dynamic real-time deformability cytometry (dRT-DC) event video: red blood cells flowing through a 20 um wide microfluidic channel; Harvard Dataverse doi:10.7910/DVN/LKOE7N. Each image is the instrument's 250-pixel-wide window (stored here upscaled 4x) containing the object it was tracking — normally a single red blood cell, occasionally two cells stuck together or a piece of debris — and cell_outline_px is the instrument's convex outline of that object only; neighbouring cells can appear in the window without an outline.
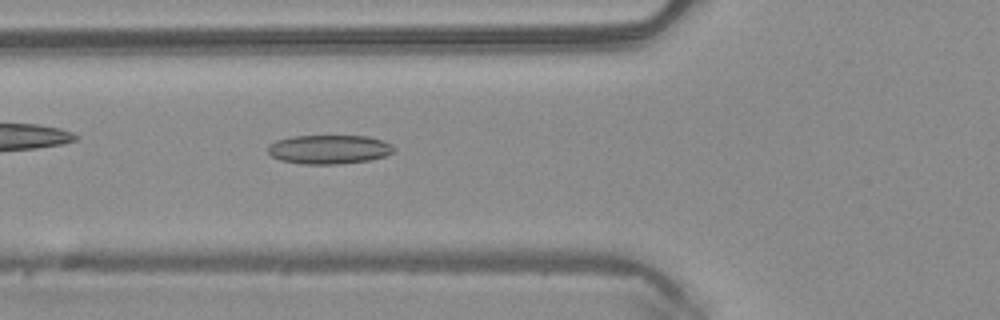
{"species": "common noctule bat (a hibernating species)", "species_latin": "Nyctalus noctula", "temperature_condition": "warm", "stored_images_in_passage": 48, "camera_frame_rate_fps": 3000, "um_per_image_px": 0.085, "animal": {"sex": "male", "body_mass_g": 20.4}, "frame": {"image": 1, "passage_image": 17, "time_ms": 5.333, "image_size_px": [1000, 320], "cell_outline_px": [[396, 148], [392, 152], [384, 156], [368, 160], [336, 164], [304, 164], [280, 160], [272, 156], [268, 152], [268, 144], [276, 140], [292, 136], [368, 136], [392, 144]], "centroid_in_image_um": [27.94, 12.69], "position_along_channel_um": 97.9, "area_um2": 21.21}}
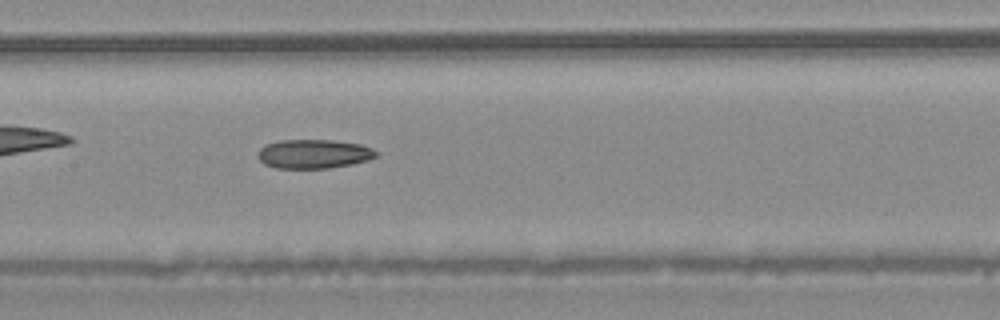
{"frame": {"image": 2, "passage_image": 23, "time_ms": 7.333, "image_size_px": [1000, 320], "cell_outline_px": [[376, 156], [368, 160], [352, 164], [328, 168], [276, 168], [264, 164], [256, 156], [260, 148], [264, 144], [280, 140], [332, 140], [360, 144], [372, 148], [376, 152]], "centroid_in_image_um": [26.62, 13.08], "position_along_channel_um": 180.8, "area_um2": 20.06}}
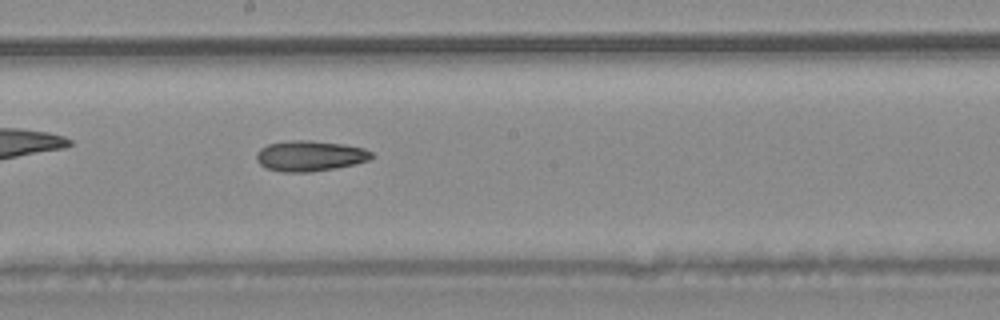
{"frame": {"image": 3, "passage_image": 26, "time_ms": 8.333, "image_size_px": [1000, 320], "cell_outline_px": [[376, 156], [368, 160], [356, 164], [336, 168], [312, 172], [280, 172], [264, 168], [256, 160], [256, 156], [260, 148], [268, 144], [296, 140], [308, 140], [344, 144], [364, 148], [372, 152]], "centroid_in_image_um": [26.36, 13.26], "position_along_channel_um": 221.8, "area_um2": 20.69}}